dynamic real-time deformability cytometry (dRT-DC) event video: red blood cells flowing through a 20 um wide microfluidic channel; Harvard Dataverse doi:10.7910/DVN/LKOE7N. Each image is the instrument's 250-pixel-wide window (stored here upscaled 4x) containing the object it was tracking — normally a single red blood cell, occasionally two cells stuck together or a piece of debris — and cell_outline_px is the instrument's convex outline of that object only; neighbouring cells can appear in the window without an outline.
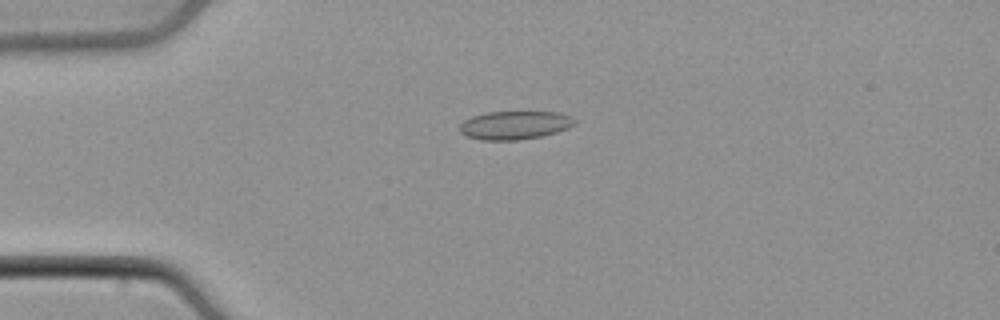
{"species": "common noctule bat (a hibernating species)", "species_latin": "Nyctalus noctula", "temperature_condition": "cold", "stored_images_in_passage": 41, "camera_frame_rate_fps": 3000, "um_per_image_px": 0.085, "animal": {"sex": "male", "body_mass_g": 21.5, "forearm_length_mm": 52.0}, "frame": {"image": 1, "passage_image": 4, "time_ms": 1.0, "image_size_px": [1000, 320], "cell_outline_px": [[576, 124], [568, 128], [556, 132], [540, 136], [520, 140], [484, 140], [468, 136], [460, 132], [460, 124], [464, 120], [472, 116], [488, 112], [560, 112], [572, 116], [576, 120]], "centroid_in_image_um": [43.79, 10.63], "position_along_channel_um": 41.2, "area_um2": 19.02}}
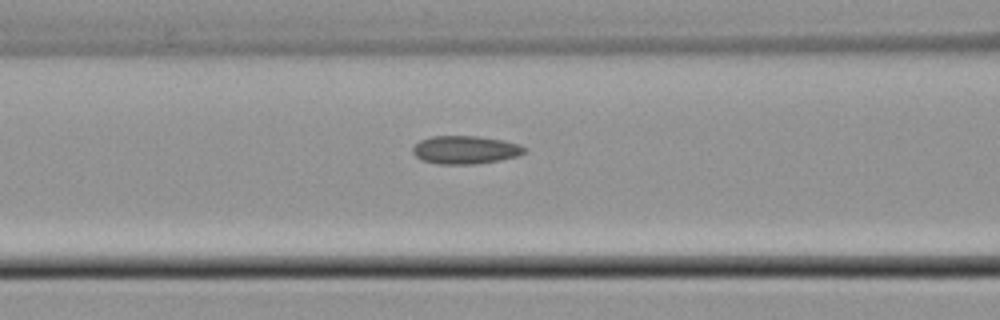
{"frame": {"image": 2, "passage_image": 12, "time_ms": 3.667, "image_size_px": [1000, 320], "cell_outline_px": [[528, 148], [524, 152], [516, 156], [500, 160], [472, 164], [440, 164], [420, 160], [412, 152], [412, 148], [420, 140], [432, 136], [480, 136], [504, 140], [520, 144]], "centroid_in_image_um": [39.55, 12.73], "position_along_channel_um": 127.0, "area_um2": 18.38}}
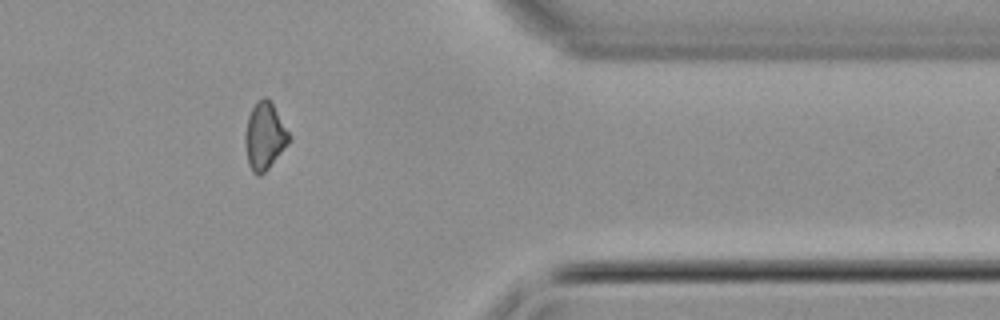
{"frame": {"image": 3, "passage_image": 32, "time_ms": 10.333, "image_size_px": [1000, 320], "cell_outline_px": [[292, 140], [268, 168], [260, 176], [256, 176], [252, 172], [248, 164], [244, 140], [244, 136], [248, 116], [256, 100], [264, 96], [272, 100], [292, 136]], "centroid_in_image_um": [22.51, 11.53], "position_along_channel_um": 388.9, "area_um2": 17.74}}